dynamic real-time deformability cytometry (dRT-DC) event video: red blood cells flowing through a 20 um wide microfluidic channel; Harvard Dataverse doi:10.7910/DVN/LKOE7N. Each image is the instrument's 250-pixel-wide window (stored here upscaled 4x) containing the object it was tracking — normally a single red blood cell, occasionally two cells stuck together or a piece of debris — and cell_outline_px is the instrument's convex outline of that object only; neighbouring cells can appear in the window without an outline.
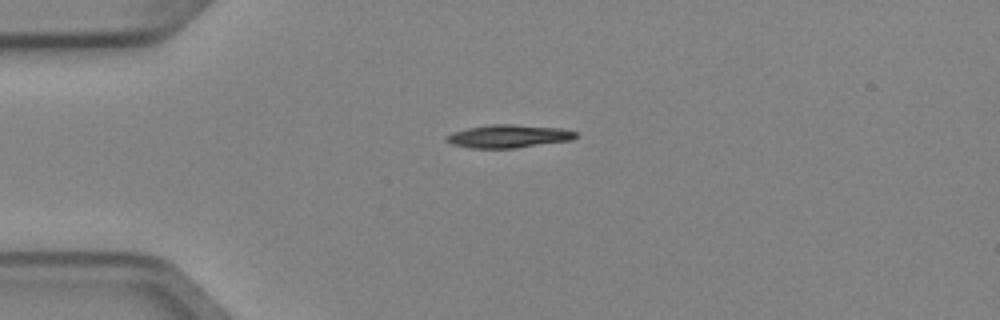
{"species": "Egyptian fruit bat (a non-hibernating species)", "species_latin": "Rousettus aegyptiacus", "temperature_condition": "cold", "stored_images_in_passage": 2, "camera_frame_rate_fps": 3000, "um_per_image_px": 0.085, "animal": {"sex": "female"}, "frame": {"image": 1, "passage_image": 2, "time_ms": 0.333, "image_size_px": [1000, 320], "cell_outline_px": [[580, 136], [572, 140], [516, 148], [468, 148], [452, 144], [444, 140], [444, 136], [452, 132], [468, 128], [492, 124], [512, 124], [560, 128], [580, 132]], "centroid_in_image_um": [43.25, 11.58], "position_along_channel_um": 41.8, "area_um2": 17.63}}